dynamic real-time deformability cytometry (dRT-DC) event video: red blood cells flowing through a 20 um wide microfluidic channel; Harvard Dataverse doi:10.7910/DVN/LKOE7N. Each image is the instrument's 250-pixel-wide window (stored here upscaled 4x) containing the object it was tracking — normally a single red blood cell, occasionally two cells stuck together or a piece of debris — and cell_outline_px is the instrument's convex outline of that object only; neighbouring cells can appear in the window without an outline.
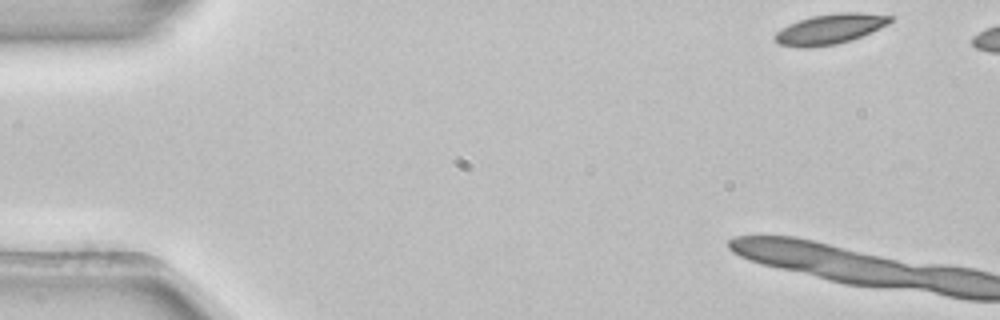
{"species": "common noctule bat (a hibernating species)", "species_latin": "Nyctalus noctula", "temperature_condition": "room temperature", "stored_images_in_passage": 3, "camera_frame_rate_fps": 3000, "um_per_image_px": 0.085, "animal": {"sex": "female", "body_mass_g": 22.7, "forearm_length_mm": 54.2}, "frame": {"image": 1, "passage_image": 1, "time_ms": 0.0, "image_size_px": [1000, 320], "cell_outline_px": [[896, 16], [888, 24], [880, 28], [860, 36], [836, 44], [808, 48], [800, 48], [780, 44], [772, 36], [776, 32], [788, 24], [812, 16], [836, 12], [860, 12]], "centroid_in_image_um": [70.55, 2.45], "position_along_channel_um": 14.5, "area_um2": 20.23}}